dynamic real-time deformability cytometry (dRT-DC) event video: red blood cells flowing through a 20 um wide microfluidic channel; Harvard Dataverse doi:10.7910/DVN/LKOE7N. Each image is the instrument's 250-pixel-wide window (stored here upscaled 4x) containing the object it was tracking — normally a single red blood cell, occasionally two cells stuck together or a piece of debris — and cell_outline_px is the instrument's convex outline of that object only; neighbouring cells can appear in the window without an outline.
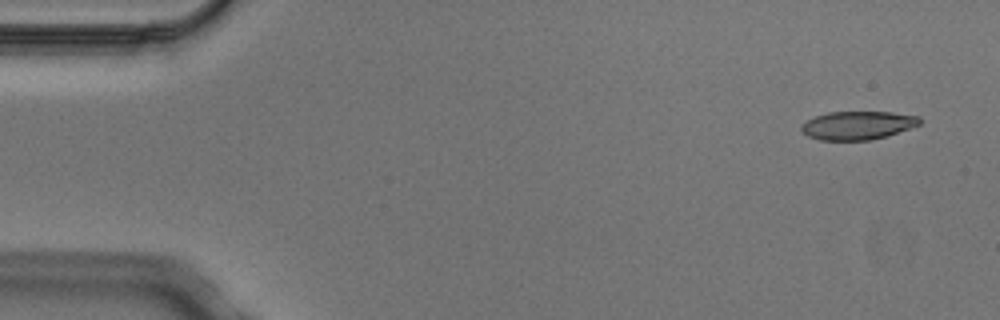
{"species": "Egyptian fruit bat (a non-hibernating species)", "species_latin": "Rousettus aegyptiacus", "temperature_condition": "cold", "stored_images_in_passage": 6, "camera_frame_rate_fps": 3000, "um_per_image_px": 0.085, "animal": {"sex": "male"}, "frame": {"image": 1, "passage_image": 1, "time_ms": 0.0, "image_size_px": [1000, 320], "cell_outline_px": [[920, 124], [888, 136], [872, 140], [820, 140], [808, 136], [800, 132], [800, 128], [808, 120], [816, 116], [828, 112], [892, 112], [920, 116]], "centroid_in_image_um": [72.91, 10.66], "position_along_channel_um": 12.1, "area_um2": 19.59}}
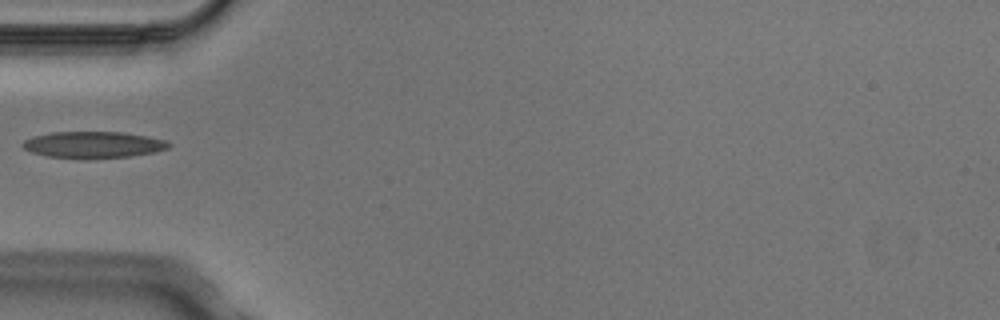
{"frame": {"image": 2, "passage_image": 5, "time_ms": 1.333, "image_size_px": [1000, 320], "cell_outline_px": [[172, 144], [168, 148], [156, 152], [132, 156], [88, 160], [44, 156], [32, 152], [24, 148], [20, 144], [24, 140], [32, 136], [52, 132], [124, 132], [164, 140]], "centroid_in_image_um": [7.89, 12.32], "position_along_channel_um": 77.1, "area_um2": 23.0}}
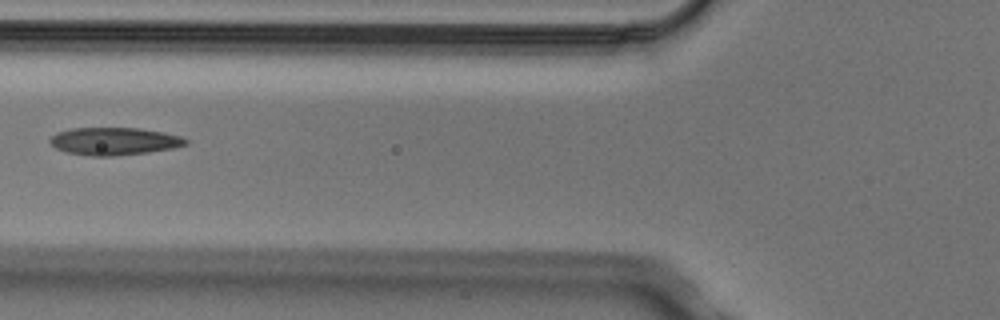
{"frame": {"image": 3, "passage_image": 6, "time_ms": 1.667, "image_size_px": [1000, 320], "cell_outline_px": [[188, 144], [172, 148], [148, 152], [112, 156], [92, 156], [68, 152], [56, 148], [48, 140], [56, 132], [72, 128], [140, 128], [164, 132], [180, 136], [188, 140]], "centroid_in_image_um": [9.71, 11.99], "position_along_channel_um": 116.1, "area_um2": 21.73}}